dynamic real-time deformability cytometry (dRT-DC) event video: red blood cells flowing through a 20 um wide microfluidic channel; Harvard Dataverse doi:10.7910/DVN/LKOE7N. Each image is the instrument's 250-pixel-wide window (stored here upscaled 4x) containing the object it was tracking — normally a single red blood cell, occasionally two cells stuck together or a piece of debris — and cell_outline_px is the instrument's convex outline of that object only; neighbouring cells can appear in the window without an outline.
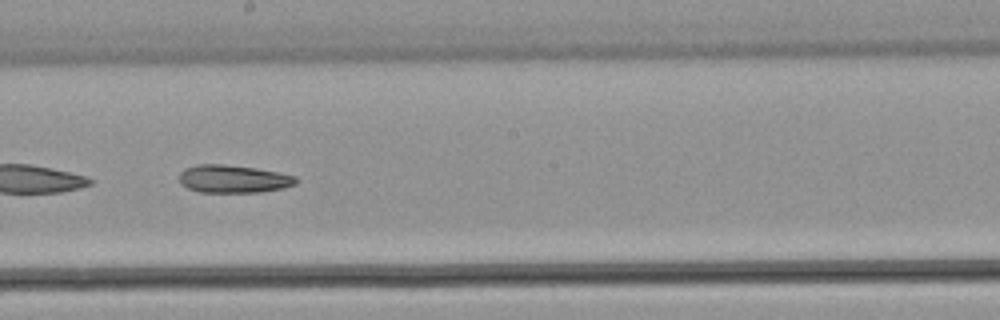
{"species": "common noctule bat (a hibernating species)", "species_latin": "Nyctalus noctula", "temperature_condition": "warm", "stored_images_in_passage": 53, "camera_frame_rate_fps": 3000, "um_per_image_px": 0.085, "animal": {"sex": "male", "body_mass_g": 21.5, "forearm_length_mm": 52.0}, "frame": {"image": 1, "passage_image": 31, "time_ms": 10.0, "image_size_px": [1000, 320], "cell_outline_px": [[300, 180], [296, 184], [284, 188], [260, 192], [200, 192], [188, 188], [180, 184], [180, 172], [184, 168], [196, 164], [224, 164], [256, 168], [296, 176]], "centroid_in_image_um": [19.84, 15.2], "position_along_channel_um": 228.4, "area_um2": 19.07}}